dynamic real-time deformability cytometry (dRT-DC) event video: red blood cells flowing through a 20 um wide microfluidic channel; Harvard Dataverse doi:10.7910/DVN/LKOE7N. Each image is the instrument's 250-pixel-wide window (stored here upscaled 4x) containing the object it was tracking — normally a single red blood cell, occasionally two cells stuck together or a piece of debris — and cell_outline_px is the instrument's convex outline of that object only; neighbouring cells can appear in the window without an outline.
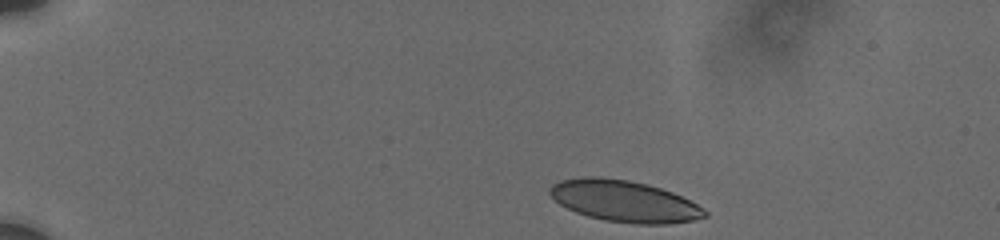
{"species": "human", "species_latin": "Homo sapiens", "temperature_condition": "cold", "stored_images_in_passage": 7, "camera_frame_rate_fps": 3000, "um_per_image_px": 0.085, "donor": {"sex": "male"}, "frame": {"image": 1, "passage_image": 1, "time_ms": 0.0, "image_size_px": [1000, 240], "cell_outline_px": [[708, 216], [692, 220], [668, 224], [636, 224], [604, 220], [588, 216], [576, 212], [560, 204], [548, 192], [548, 188], [552, 184], [560, 180], [584, 176], [596, 176], [628, 180], [648, 184], [672, 192], [704, 208], [708, 212]], "centroid_in_image_um": [53.05, 17.09], "position_along_channel_um": 32.0, "area_um2": 37.4}}
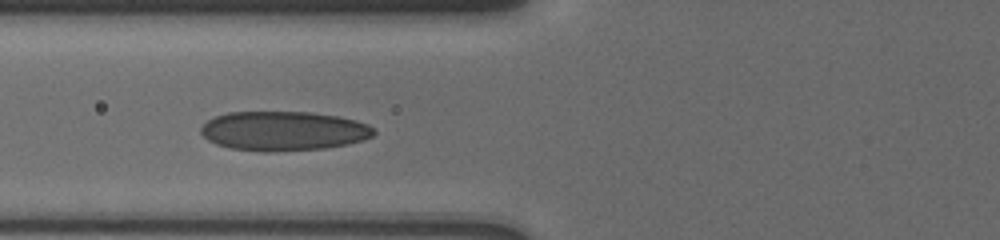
{"frame": {"image": 2, "passage_image": 5, "time_ms": 4.333, "image_size_px": [1000, 240], "cell_outline_px": [[376, 132], [372, 136], [364, 140], [348, 144], [324, 148], [272, 152], [260, 152], [228, 148], [216, 144], [208, 140], [200, 132], [200, 128], [208, 120], [216, 116], [228, 112], [312, 112], [340, 116], [356, 120], [368, 124]], "centroid_in_image_um": [24.1, 11.13], "position_along_channel_um": 101.7, "area_um2": 40.0}}
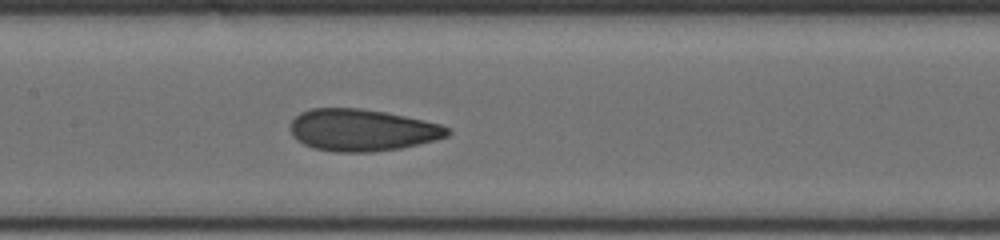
{"frame": {"image": 3, "passage_image": 7, "time_ms": 6.333, "image_size_px": [1000, 240], "cell_outline_px": [[452, 132], [448, 136], [436, 140], [400, 148], [372, 152], [332, 152], [312, 148], [296, 140], [292, 136], [288, 128], [292, 120], [300, 112], [312, 108], [360, 108], [384, 112], [404, 116], [440, 124], [448, 128]], "centroid_in_image_um": [30.73, 11.06], "position_along_channel_um": 176.7, "area_um2": 38.61}}